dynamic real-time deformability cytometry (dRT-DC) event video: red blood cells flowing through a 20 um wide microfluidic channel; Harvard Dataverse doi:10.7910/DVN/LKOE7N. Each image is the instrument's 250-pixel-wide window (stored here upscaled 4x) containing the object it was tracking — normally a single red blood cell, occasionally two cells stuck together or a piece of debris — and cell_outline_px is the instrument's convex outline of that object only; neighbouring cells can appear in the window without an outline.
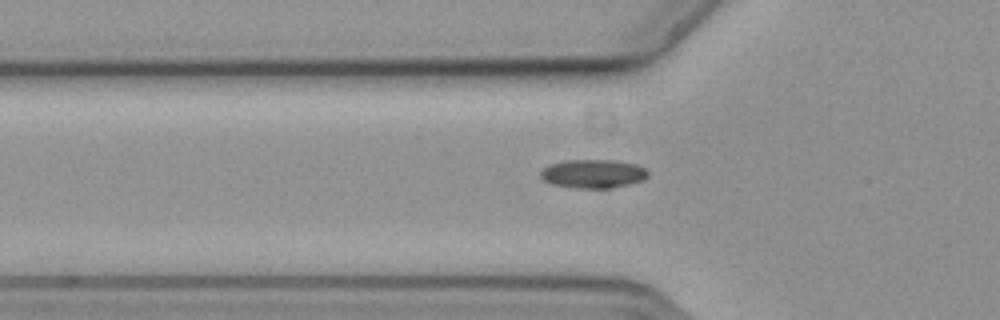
{"species": "common noctule bat (a hibernating species)", "species_latin": "Nyctalus noctula", "temperature_condition": "cold", "stored_images_in_passage": 37, "camera_frame_rate_fps": 3000, "um_per_image_px": 0.085, "animal": {"sex": "female", "body_mass_g": 19.3, "forearm_length_mm": 54.1}, "frame": {"image": 1, "passage_image": 2, "time_ms": 0.333, "image_size_px": [1000, 320], "cell_outline_px": [[648, 176], [644, 180], [612, 188], [580, 188], [552, 184], [544, 180], [540, 176], [540, 172], [544, 168], [552, 164], [564, 160], [612, 160], [636, 164], [644, 168], [648, 172]], "centroid_in_image_um": [50.43, 14.76], "position_along_channel_um": 75.4, "area_um2": 17.8}}
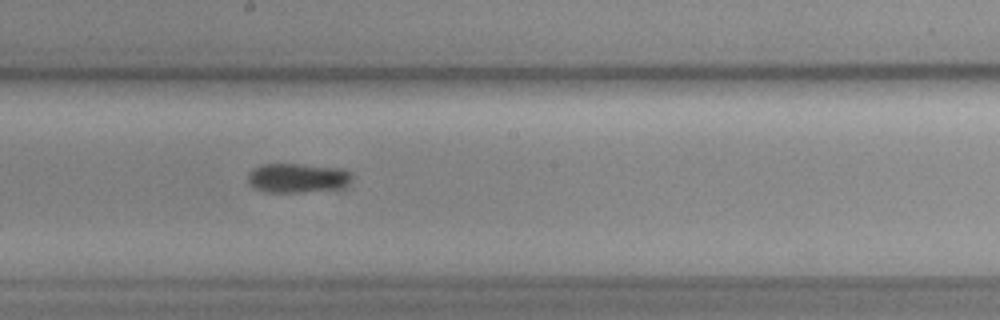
{"frame": {"image": 2, "passage_image": 14, "time_ms": 4.333, "image_size_px": [1000, 320], "cell_outline_px": [[352, 180], [340, 192], [264, 192], [248, 184], [248, 172], [252, 168], [260, 164], [300, 164], [344, 168], [352, 172]], "centroid_in_image_um": [25.39, 15.15], "position_along_channel_um": 222.8, "area_um2": 18.79}}
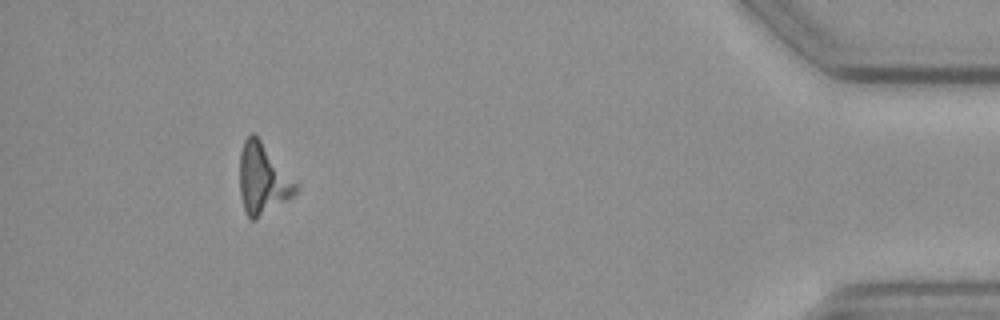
{"frame": {"image": 3, "passage_image": 35, "time_ms": 11.333, "image_size_px": [1000, 320], "cell_outline_px": [[300, 188], [292, 196], [256, 220], [252, 220], [244, 212], [240, 196], [240, 152], [244, 140], [252, 132], [260, 140], [300, 184]], "centroid_in_image_um": [22.35, 15.24], "position_along_channel_um": 412.9, "area_um2": 23.18}}